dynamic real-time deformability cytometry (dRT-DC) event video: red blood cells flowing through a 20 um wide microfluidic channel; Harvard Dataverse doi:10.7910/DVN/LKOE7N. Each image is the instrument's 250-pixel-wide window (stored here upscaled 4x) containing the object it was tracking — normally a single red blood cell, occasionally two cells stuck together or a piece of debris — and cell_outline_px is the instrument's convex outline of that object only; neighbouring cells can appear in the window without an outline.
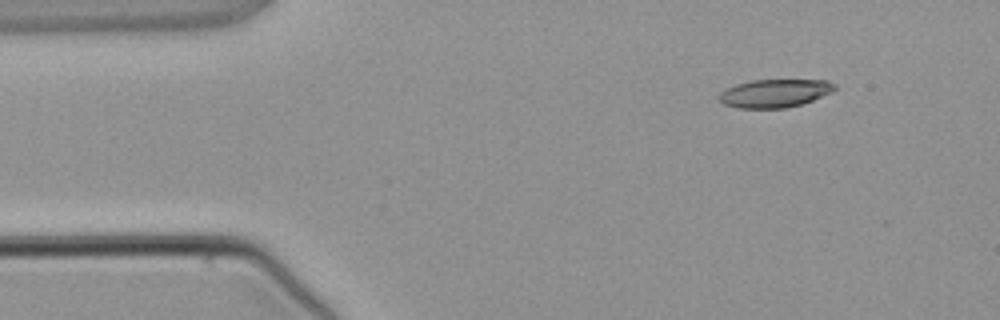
{"species": "common noctule bat (a hibernating species)", "species_latin": "Nyctalus noctula", "temperature_condition": "warm", "stored_images_in_passage": 3, "camera_frame_rate_fps": 3000, "um_per_image_px": 0.085, "animal": {"sex": "male", "body_mass_g": 21.5, "forearm_length_mm": 52.0}, "frame": {"image": 1, "passage_image": 1, "time_ms": 0.0, "image_size_px": [1000, 320], "cell_outline_px": [[836, 88], [832, 92], [804, 104], [784, 108], [736, 108], [724, 104], [716, 100], [716, 96], [720, 92], [736, 84], [752, 80], [828, 80], [836, 84]], "centroid_in_image_um": [65.83, 7.93], "position_along_channel_um": 19.2, "area_um2": 19.25}}
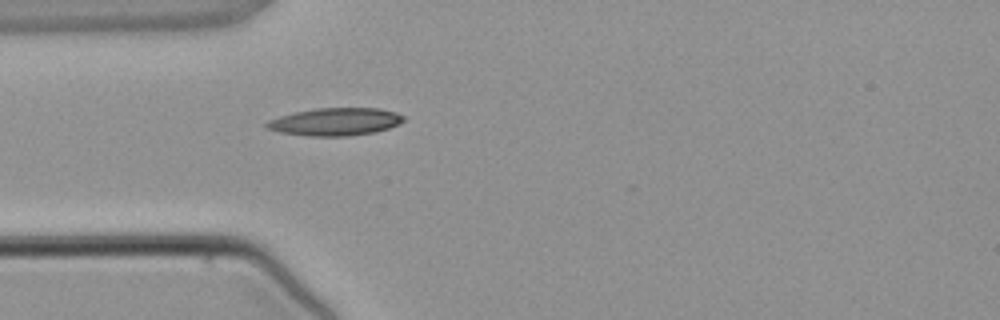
{"frame": {"image": 2, "passage_image": 3, "time_ms": 2.333, "image_size_px": [1000, 320], "cell_outline_px": [[404, 120], [400, 124], [376, 132], [348, 136], [308, 136], [280, 132], [264, 128], [264, 124], [268, 120], [280, 116], [296, 112], [316, 108], [380, 108], [396, 112], [404, 116]], "centroid_in_image_um": [28.5, 10.35], "position_along_channel_um": 56.5, "area_um2": 22.2}}